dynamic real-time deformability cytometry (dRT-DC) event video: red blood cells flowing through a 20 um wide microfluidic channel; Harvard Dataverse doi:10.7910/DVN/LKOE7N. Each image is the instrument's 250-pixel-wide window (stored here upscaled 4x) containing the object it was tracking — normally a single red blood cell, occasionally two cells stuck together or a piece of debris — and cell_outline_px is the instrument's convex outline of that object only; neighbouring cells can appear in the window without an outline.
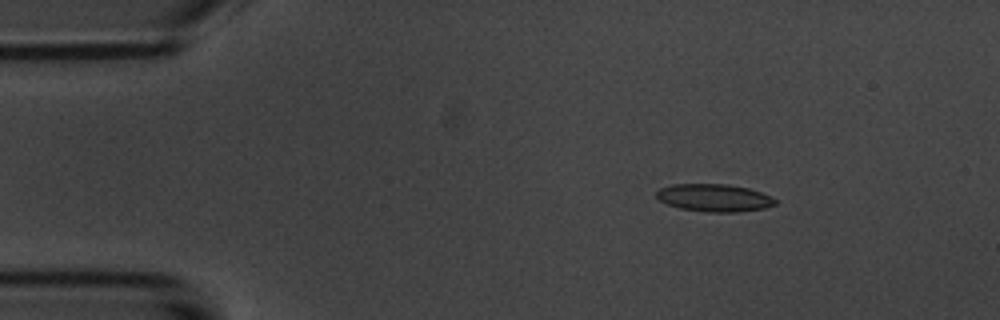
{"species": "common noctule bat (a hibernating species)", "species_latin": "Nyctalus noctula", "temperature_condition": "room temperature", "stored_images_in_passage": 4, "camera_frame_rate_fps": 3000, "um_per_image_px": 0.085, "animal": {"sex": "male", "body_mass_g": 20.1, "forearm_length_mm": 53.5}, "frame": {"image": 1, "passage_image": 2, "time_ms": 1.333, "image_size_px": [1000, 320], "cell_outline_px": [[776, 204], [764, 208], [736, 212], [708, 212], [680, 208], [668, 204], [660, 200], [656, 196], [656, 192], [660, 188], [672, 184], [728, 184], [748, 188], [772, 196], [776, 200]], "centroid_in_image_um": [60.71, 16.81], "position_along_channel_um": 24.3, "area_um2": 19.02}}